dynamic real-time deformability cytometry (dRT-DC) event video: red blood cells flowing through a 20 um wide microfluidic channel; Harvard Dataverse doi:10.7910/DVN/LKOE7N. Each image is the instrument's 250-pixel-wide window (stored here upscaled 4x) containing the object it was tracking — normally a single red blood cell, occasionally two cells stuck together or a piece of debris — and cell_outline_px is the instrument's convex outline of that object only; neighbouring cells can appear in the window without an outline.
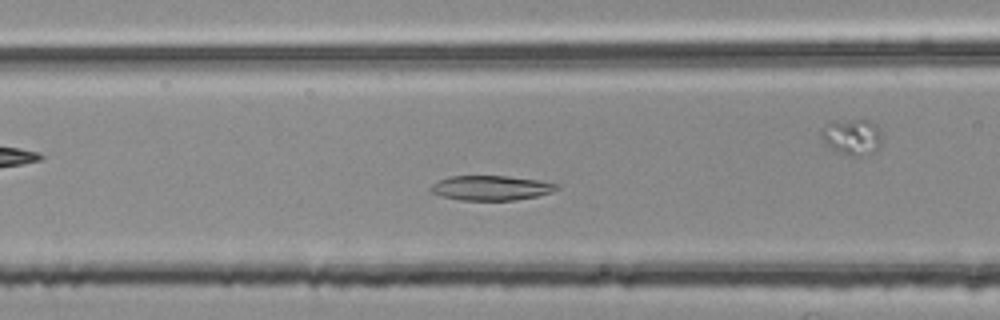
{"species": "common noctule bat (a hibernating species)", "species_latin": "Nyctalus noctula", "temperature_condition": "room temperature", "stored_images_in_passage": 46, "camera_frame_rate_fps": 3000, "um_per_image_px": 0.085, "animal": {"sex": "female", "body_mass_g": 25.1}, "frame": {"image": 1, "passage_image": 16, "time_ms": 5.0, "image_size_px": [1000, 320], "cell_outline_px": [[560, 188], [552, 192], [536, 196], [516, 200], [460, 200], [440, 196], [432, 192], [428, 188], [432, 184], [448, 176], [508, 176], [536, 180], [560, 184]], "centroid_in_image_um": [41.73, 15.97], "position_along_channel_um": 124.9, "area_um2": 18.21}}
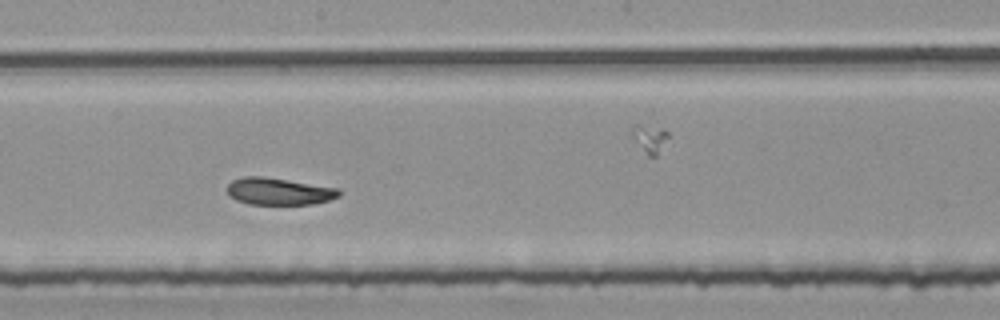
{"frame": {"image": 2, "passage_image": 24, "time_ms": 7.667, "image_size_px": [1000, 320], "cell_outline_px": [[340, 196], [328, 200], [312, 204], [248, 204], [236, 200], [228, 192], [228, 184], [232, 180], [244, 176], [264, 176], [340, 188]], "centroid_in_image_um": [23.72, 16.25], "position_along_channel_um": 224.5, "area_um2": 17.63}}
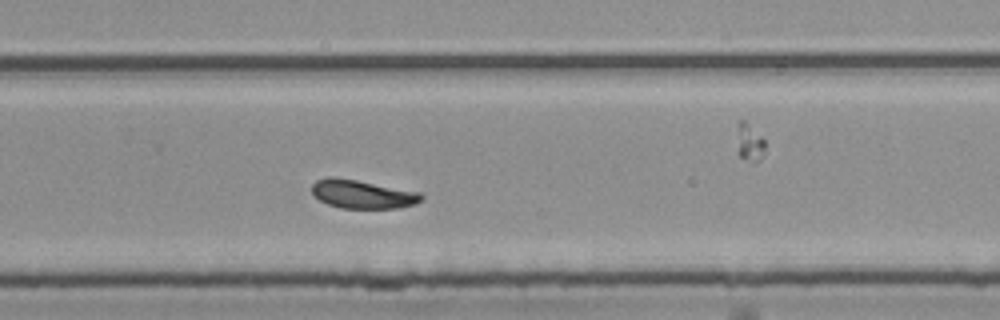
{"frame": {"image": 3, "passage_image": 30, "time_ms": 9.667, "image_size_px": [1000, 320], "cell_outline_px": [[424, 196], [416, 204], [400, 208], [340, 208], [328, 204], [312, 196], [312, 184], [316, 180], [332, 176], [336, 176], [420, 192]], "centroid_in_image_um": [30.78, 16.5], "position_along_channel_um": 299.0, "area_um2": 18.32}, "authors_computed_cell_mechanics": {"area_um2": 18.3226, "velocity_mm_per_s": 3.7437, "shape_relaxation_time_tau1_ms": 11.0064, "shape_relaxation_time_tau2_ms": 5.844, "deformation_change_tau1": 0.1629, "deformation_change_tau2": 0.1246}}